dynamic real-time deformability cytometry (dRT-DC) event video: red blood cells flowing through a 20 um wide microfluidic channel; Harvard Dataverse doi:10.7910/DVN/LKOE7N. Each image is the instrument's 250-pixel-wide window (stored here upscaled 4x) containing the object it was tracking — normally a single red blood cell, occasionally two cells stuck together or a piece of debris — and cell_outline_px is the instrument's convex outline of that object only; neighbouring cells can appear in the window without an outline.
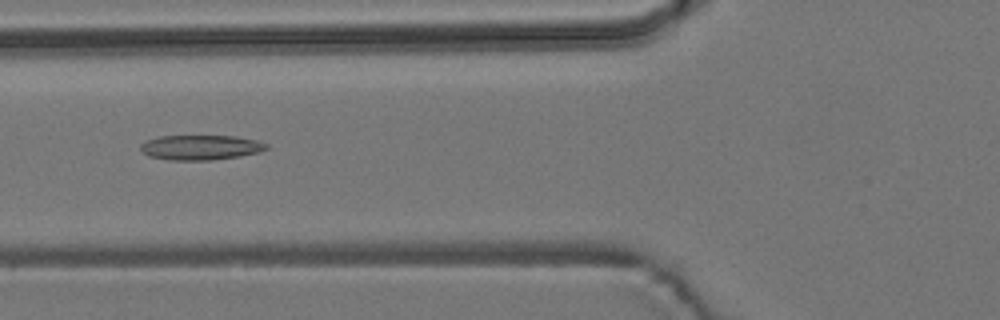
{"species": "common noctule bat (a hibernating species)", "species_latin": "Nyctalus noctula", "temperature_condition": "room temperature", "stored_images_in_passage": 7, "camera_frame_rate_fps": 3000, "um_per_image_px": 0.085, "animal": {"sex": "male", "body_mass_g": 19.2, "forearm_length_mm": 51.8}, "frame": {"image": 1, "passage_image": 5, "time_ms": 5.333, "image_size_px": [1000, 320], "cell_outline_px": [[268, 148], [260, 152], [240, 156], [212, 160], [168, 160], [148, 156], [140, 148], [140, 144], [144, 140], [160, 136], [236, 136], [256, 140], [268, 144]], "centroid_in_image_um": [17.04, 12.53], "position_along_channel_um": 108.8, "area_um2": 18.38}}
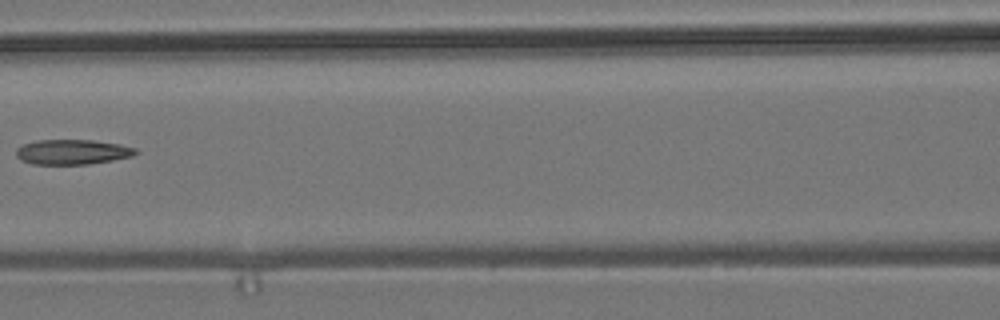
{"frame": {"image": 2, "passage_image": 6, "time_ms": 6.667, "image_size_px": [1000, 320], "cell_outline_px": [[140, 152], [132, 156], [112, 160], [88, 164], [32, 164], [20, 160], [16, 156], [16, 148], [24, 144], [36, 140], [92, 140], [120, 144], [136, 148]], "centroid_in_image_um": [6.15, 12.91], "position_along_channel_um": 160.5, "area_um2": 17.46}}
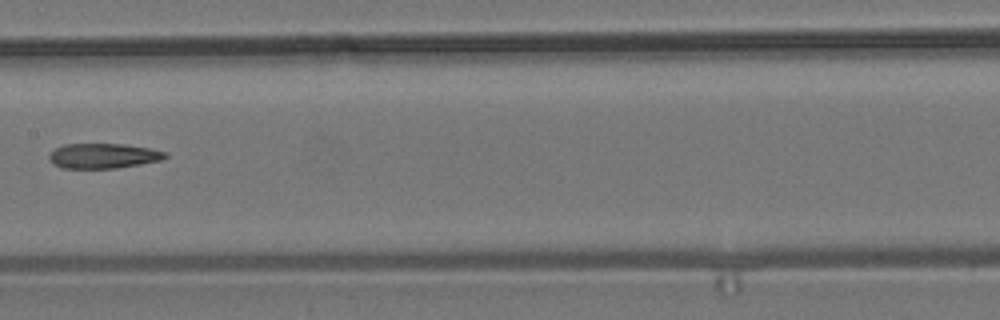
{"frame": {"image": 3, "passage_image": 7, "time_ms": 7.667, "image_size_px": [1000, 320], "cell_outline_px": [[168, 156], [160, 160], [140, 164], [116, 168], [60, 168], [52, 164], [48, 160], [48, 156], [56, 148], [64, 144], [124, 144], [148, 148], [168, 152]], "centroid_in_image_um": [8.75, 13.25], "position_along_channel_um": 198.6, "area_um2": 16.94}}